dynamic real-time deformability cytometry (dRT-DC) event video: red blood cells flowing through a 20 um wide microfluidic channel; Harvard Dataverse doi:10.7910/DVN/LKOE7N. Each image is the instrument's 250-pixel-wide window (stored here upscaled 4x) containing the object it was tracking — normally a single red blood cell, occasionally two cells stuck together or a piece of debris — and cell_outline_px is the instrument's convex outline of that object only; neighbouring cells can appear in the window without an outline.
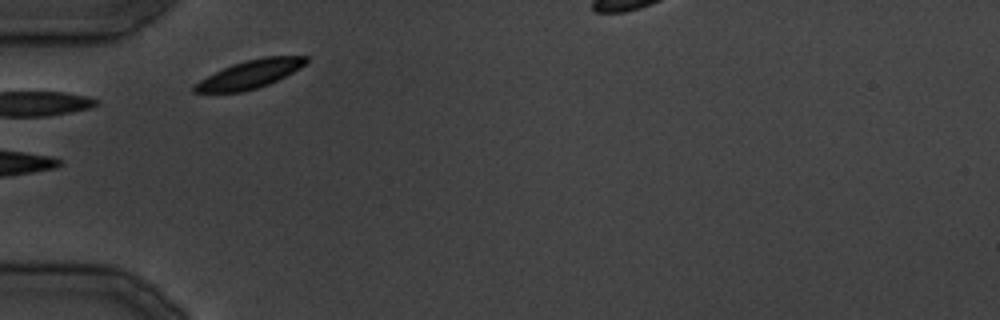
{"species": "common noctule bat (a hibernating species)", "species_latin": "Nyctalus noctula", "temperature_condition": "cold", "stored_images_in_passage": 17, "camera_frame_rate_fps": 3000, "um_per_image_px": 0.085, "animal": {"sex": "male", "body_mass_g": 19.5, "forearm_length_mm": 54.6}, "frame": {"image": 1, "passage_image": 1, "time_ms": 0.0, "image_size_px": [1000, 320], "cell_outline_px": [[308, 64], [268, 84], [256, 88], [240, 92], [192, 92], [192, 88], [200, 80], [232, 64], [264, 56], [308, 56]], "centroid_in_image_um": [21.28, 6.3], "position_along_channel_um": 63.7, "area_um2": 17.98}}